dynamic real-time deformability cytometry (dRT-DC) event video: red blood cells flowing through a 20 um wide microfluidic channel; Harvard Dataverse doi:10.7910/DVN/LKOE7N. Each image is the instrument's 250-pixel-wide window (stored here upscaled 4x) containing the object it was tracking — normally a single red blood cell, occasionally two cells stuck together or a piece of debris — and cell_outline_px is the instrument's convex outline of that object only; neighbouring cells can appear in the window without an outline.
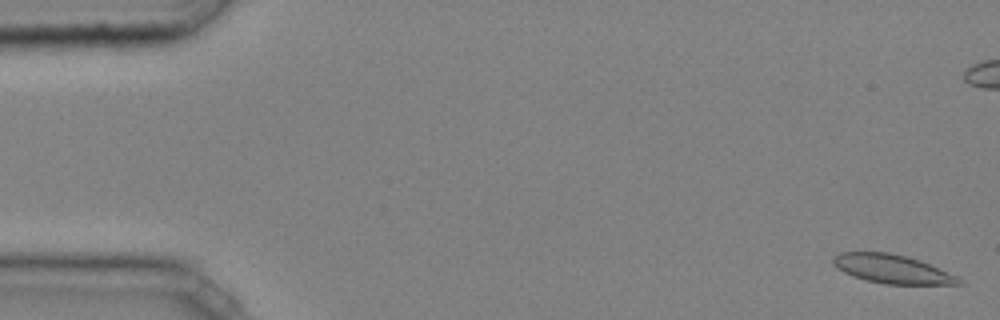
{"species": "common noctule bat (a hibernating species)", "species_latin": "Nyctalus noctula", "temperature_condition": "cold", "stored_images_in_passage": 15, "camera_frame_rate_fps": 3000, "um_per_image_px": 0.085, "animal": {"sex": "male", "body_mass_g": 20.4}, "frame": {"image": 1, "passage_image": 1, "time_ms": 0.0, "image_size_px": [1000, 320], "cell_outline_px": [[964, 284], [884, 284], [852, 276], [836, 268], [832, 264], [832, 256], [840, 252], [888, 252], [908, 256], [920, 260], [956, 276]], "centroid_in_image_um": [75.76, 22.85], "position_along_channel_um": 9.2, "area_um2": 20.98}}